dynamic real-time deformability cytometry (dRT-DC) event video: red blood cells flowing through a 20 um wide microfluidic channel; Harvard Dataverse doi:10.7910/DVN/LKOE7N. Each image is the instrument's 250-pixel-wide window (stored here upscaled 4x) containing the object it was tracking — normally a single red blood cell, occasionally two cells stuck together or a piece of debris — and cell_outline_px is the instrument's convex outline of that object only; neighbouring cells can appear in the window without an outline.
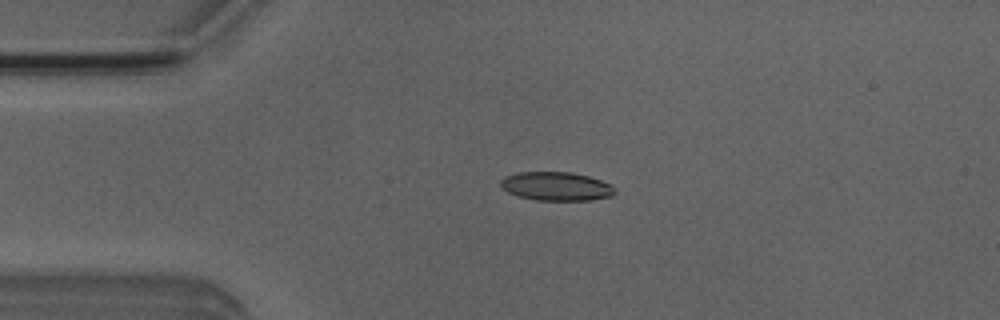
{"species": "Egyptian fruit bat (a non-hibernating species)", "species_latin": "Rousettus aegyptiacus", "temperature_condition": "room temperature", "stored_images_in_passage": 4, "camera_frame_rate_fps": 3000, "um_per_image_px": 0.085, "animal": {"sex": "male"}, "frame": {"image": 1, "passage_image": 3, "time_ms": 2.333, "image_size_px": [1000, 320], "cell_outline_px": [[616, 192], [612, 196], [588, 200], [536, 200], [520, 196], [508, 192], [500, 188], [500, 180], [504, 176], [520, 172], [572, 172], [588, 176], [612, 184]], "centroid_in_image_um": [47.27, 15.83], "position_along_channel_um": 37.7, "area_um2": 19.13}}